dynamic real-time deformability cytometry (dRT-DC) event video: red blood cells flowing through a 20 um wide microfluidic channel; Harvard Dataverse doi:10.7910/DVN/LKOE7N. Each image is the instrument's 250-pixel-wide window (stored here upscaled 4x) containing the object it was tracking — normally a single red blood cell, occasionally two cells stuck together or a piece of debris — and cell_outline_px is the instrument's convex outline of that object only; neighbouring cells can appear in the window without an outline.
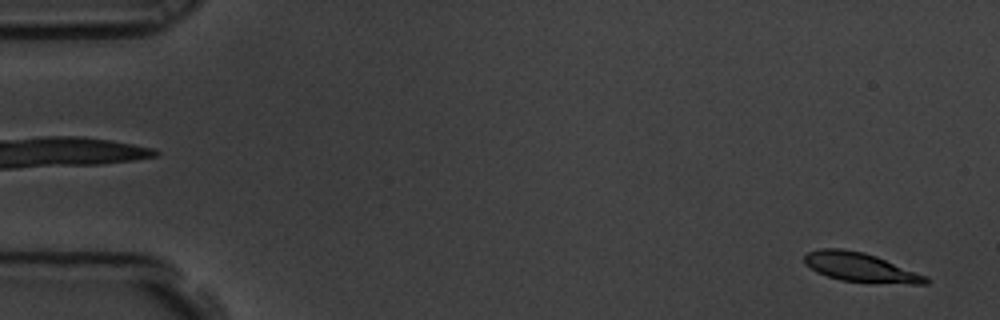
{"species": "common noctule bat (a hibernating species)", "species_latin": "Nyctalus noctula", "temperature_condition": "room temperature", "stored_images_in_passage": 15, "camera_frame_rate_fps": 3000, "um_per_image_px": 0.085, "animal": {"sex": "male", "body_mass_g": 19.5, "forearm_length_mm": 54.6}, "frame": {"image": 1, "passage_image": 1, "time_ms": 0.0, "image_size_px": [1000, 320], "cell_outline_px": [[928, 284], [912, 284], [840, 280], [816, 272], [804, 264], [804, 256], [808, 252], [820, 248], [840, 248], [864, 252], [876, 256], [928, 276]], "centroid_in_image_um": [73.11, 22.71], "position_along_channel_um": 11.9, "area_um2": 20.46}}
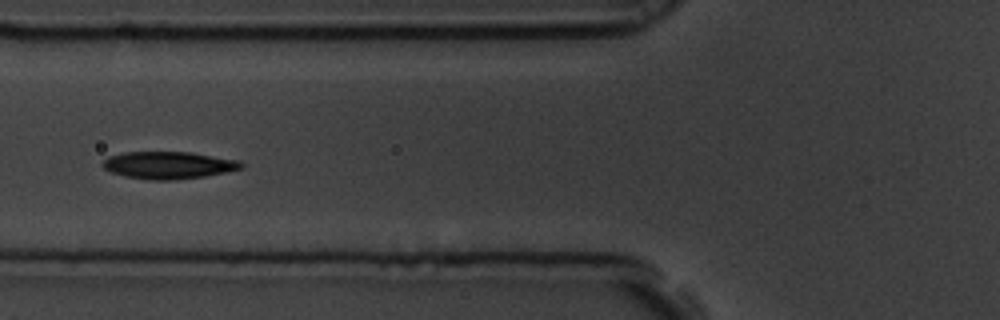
{"frame": {"image": 2, "passage_image": 6, "time_ms": 1.667, "image_size_px": [1000, 320], "cell_outline_px": [[244, 168], [204, 176], [176, 180], [148, 180], [124, 176], [112, 172], [104, 168], [100, 164], [108, 156], [124, 152], [192, 152], [240, 160], [244, 164]], "centroid_in_image_um": [14.33, 14.03], "position_along_channel_um": 111.5, "area_um2": 22.2}}
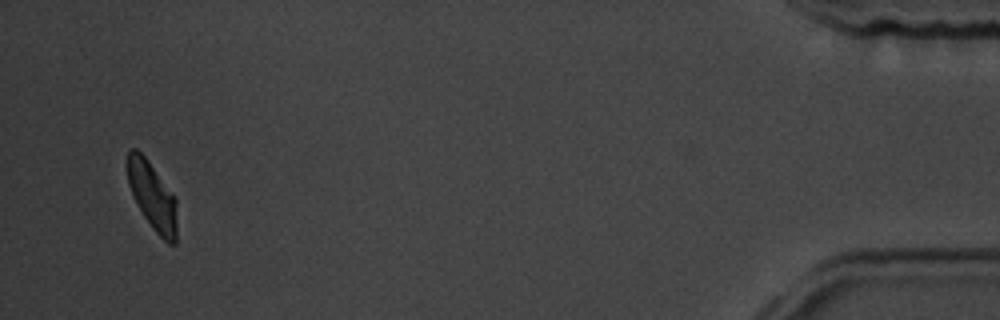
{"frame": {"image": 3, "passage_image": 15, "time_ms": 4.667, "image_size_px": [1000, 320], "cell_outline_px": [[176, 244], [168, 244], [152, 228], [144, 216], [132, 196], [128, 184], [128, 148], [136, 148], [148, 160], [176, 196]], "centroid_in_image_um": [12.96, 16.66], "position_along_channel_um": 422.2, "area_um2": 19.65}}